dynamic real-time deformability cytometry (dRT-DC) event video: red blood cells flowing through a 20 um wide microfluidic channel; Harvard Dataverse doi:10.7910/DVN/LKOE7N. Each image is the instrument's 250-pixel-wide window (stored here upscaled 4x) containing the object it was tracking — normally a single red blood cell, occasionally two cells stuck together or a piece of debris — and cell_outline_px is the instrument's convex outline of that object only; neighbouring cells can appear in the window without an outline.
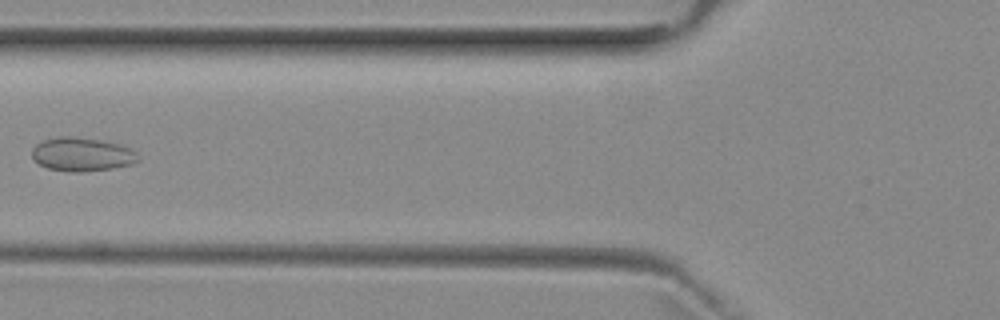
{"species": "common noctule bat (a hibernating species)", "species_latin": "Nyctalus noctula", "temperature_condition": "room temperature", "stored_images_in_passage": 2, "camera_frame_rate_fps": 3000, "um_per_image_px": 0.085, "animal": {"sex": "female", "body_mass_g": 29.2, "forearm_length_mm": 56.3}, "frame": {"image": 1, "passage_image": 2, "time_ms": 1.333, "image_size_px": [1000, 320], "cell_outline_px": [[140, 160], [132, 164], [112, 168], [80, 172], [76, 172], [48, 168], [32, 160], [32, 148], [36, 144], [44, 140], [96, 140], [120, 144], [132, 148], [136, 152]], "centroid_in_image_um": [7.02, 13.18], "position_along_channel_um": 118.8, "area_um2": 19.83}}